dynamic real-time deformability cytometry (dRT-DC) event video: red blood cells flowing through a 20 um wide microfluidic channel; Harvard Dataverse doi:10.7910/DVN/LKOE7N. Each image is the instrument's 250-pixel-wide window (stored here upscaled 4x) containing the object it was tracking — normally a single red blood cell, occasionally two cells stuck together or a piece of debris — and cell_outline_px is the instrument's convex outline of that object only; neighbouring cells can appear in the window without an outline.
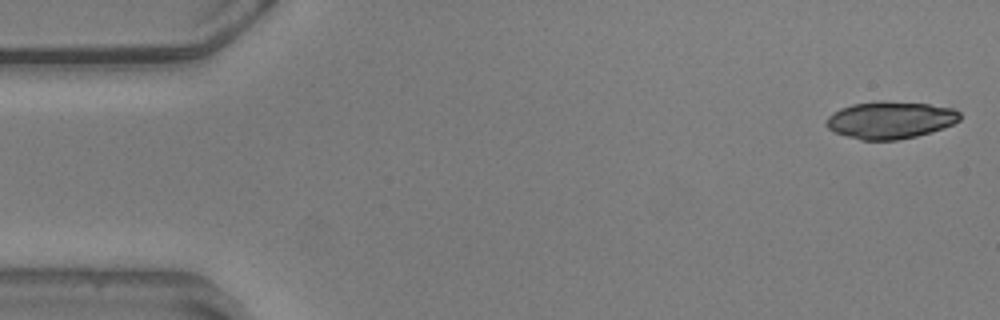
{"species": "common noctule bat (a hibernating species)", "species_latin": "Nyctalus noctula", "temperature_condition": "warm", "stored_images_in_passage": 8, "camera_frame_rate_fps": 3000, "um_per_image_px": 0.085, "animal": {"sex": "male", "body_mass_g": 20.5, "forearm_length_mm": 52.5}, "frame": {"image": 1, "passage_image": 1, "time_ms": 0.0, "image_size_px": [1000, 320], "cell_outline_px": [[960, 120], [944, 128], [916, 136], [896, 140], [860, 140], [836, 132], [828, 128], [824, 124], [828, 116], [832, 112], [840, 108], [852, 104], [880, 100], [928, 104], [952, 108], [960, 112]], "centroid_in_image_um": [75.65, 10.19], "position_along_channel_um": 9.3, "area_um2": 29.07}}